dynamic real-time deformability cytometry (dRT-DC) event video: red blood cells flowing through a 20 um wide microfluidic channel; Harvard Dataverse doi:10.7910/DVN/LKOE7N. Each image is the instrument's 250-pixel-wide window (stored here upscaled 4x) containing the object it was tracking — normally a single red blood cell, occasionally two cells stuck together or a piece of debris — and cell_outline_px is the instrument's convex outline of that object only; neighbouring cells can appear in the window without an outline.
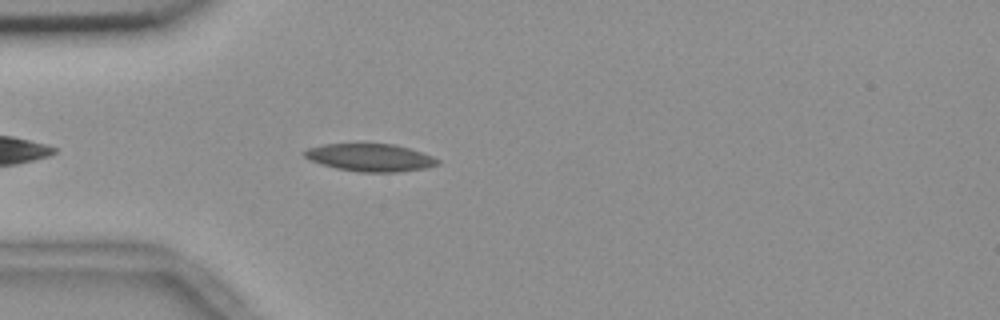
{"species": "common noctule bat (a hibernating species)", "species_latin": "Nyctalus noctula", "temperature_condition": "room temperature", "stored_images_in_passage": 29, "camera_frame_rate_fps": 3000, "um_per_image_px": 0.085, "animal": {"sex": "female", "body_mass_g": 18.4}, "frame": {"image": 1, "passage_image": 5, "time_ms": 1.333, "image_size_px": [1000, 320], "cell_outline_px": [[440, 164], [424, 168], [396, 172], [356, 172], [336, 168], [320, 164], [304, 156], [304, 152], [308, 148], [324, 144], [396, 144], [432, 156], [440, 160]], "centroid_in_image_um": [31.47, 13.4], "position_along_channel_um": 53.5, "area_um2": 21.27}}
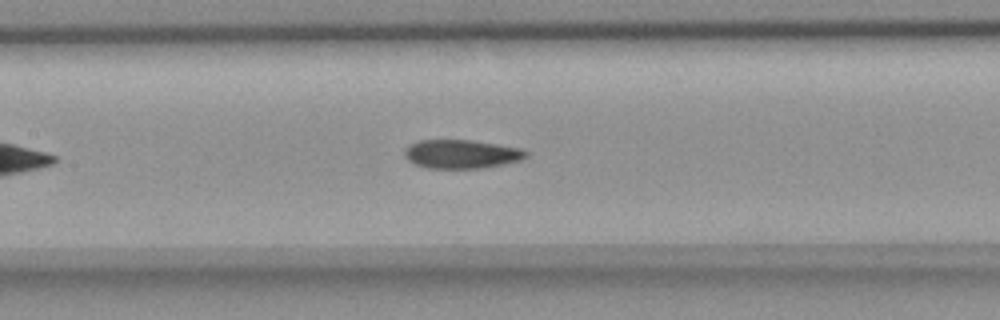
{"frame": {"image": 2, "passage_image": 15, "time_ms": 4.667, "image_size_px": [1000, 320], "cell_outline_px": [[528, 156], [520, 160], [484, 168], [424, 168], [408, 160], [404, 156], [404, 152], [412, 144], [420, 140], [468, 140], [520, 148], [528, 152]], "centroid_in_image_um": [39.22, 13.1], "position_along_channel_um": 168.2, "area_um2": 20.06}}
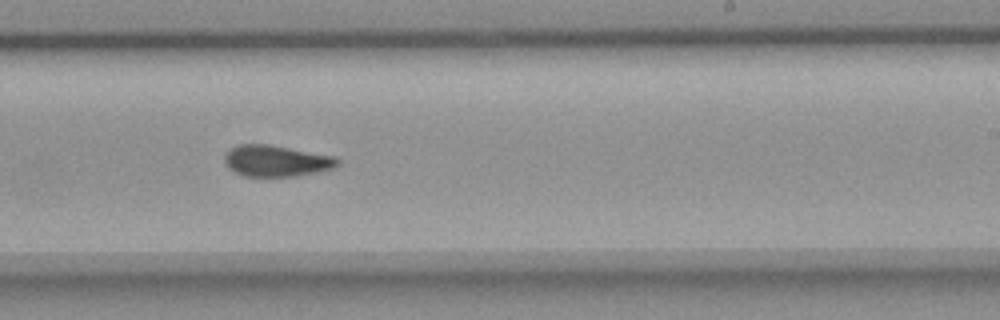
{"frame": {"image": 3, "passage_image": 23, "time_ms": 7.333, "image_size_px": [1000, 320], "cell_outline_px": [[340, 164], [332, 168], [320, 172], [292, 176], [244, 176], [228, 168], [224, 160], [224, 152], [228, 148], [236, 144], [268, 144], [336, 156], [340, 160]], "centroid_in_image_um": [23.47, 13.66], "position_along_channel_um": 265.5, "area_um2": 20.87}}